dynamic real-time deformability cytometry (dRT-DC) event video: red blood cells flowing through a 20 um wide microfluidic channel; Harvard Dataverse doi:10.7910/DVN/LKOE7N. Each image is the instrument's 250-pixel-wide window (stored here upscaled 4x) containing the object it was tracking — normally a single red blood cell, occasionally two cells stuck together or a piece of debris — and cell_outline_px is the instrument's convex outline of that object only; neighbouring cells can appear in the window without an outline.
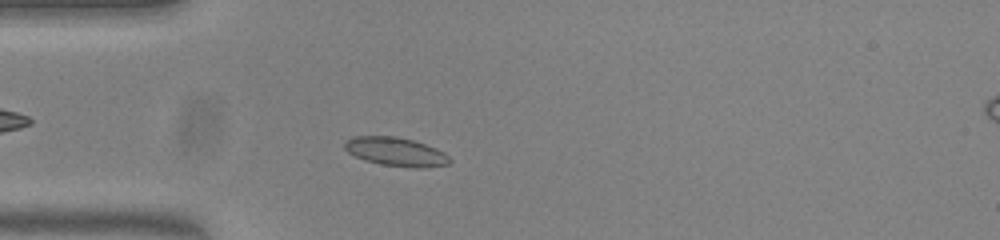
{"species": "common noctule bat (a hibernating species)", "species_latin": "Nyctalus noctula", "temperature_condition": "warm", "stored_images_in_passage": 47, "camera_frame_rate_fps": 3000, "um_per_image_px": 0.085, "animal": {"sex": "female", "body_mass_g": 23.0, "forearm_length_mm": 53.4}, "frame": {"image": 1, "passage_image": 8, "time_ms": 2.333, "image_size_px": [1000, 240], "cell_outline_px": [[452, 160], [448, 164], [424, 168], [412, 168], [380, 164], [364, 160], [348, 152], [344, 148], [344, 144], [352, 136], [396, 136], [412, 140], [436, 148], [444, 152]], "centroid_in_image_um": [33.65, 12.9], "position_along_channel_um": 51.3, "area_um2": 17.57}}
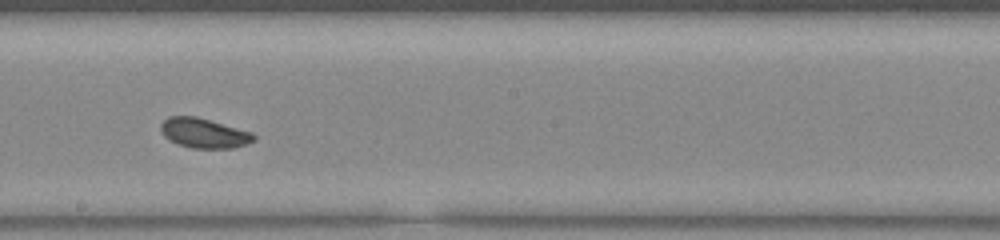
{"frame": {"image": 2, "passage_image": 23, "time_ms": 7.333, "image_size_px": [1000, 240], "cell_outline_px": [[256, 140], [232, 148], [192, 148], [176, 144], [168, 140], [160, 132], [160, 124], [168, 116], [196, 116], [252, 132], [256, 136]], "centroid_in_image_um": [17.29, 11.31], "position_along_channel_um": 230.9, "area_um2": 16.24}}
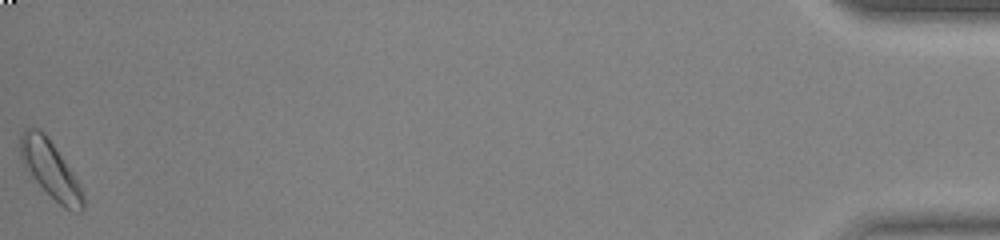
{"frame": {"image": 3, "passage_image": 47, "time_ms": 15.333, "image_size_px": [1000, 240], "cell_outline_px": [[84, 208], [80, 212], [76, 212], [64, 208], [32, 176], [20, 160], [20, 136], [24, 128], [40, 128], [44, 132], [72, 172], [80, 184], [84, 196]], "centroid_in_image_um": [4.28, 14.39], "position_along_channel_um": 430.9, "area_um2": 20.46}, "authors_computed_cell_mechanics": {"area_um2": 16.5308, "velocity_mm_per_s": 3.7697, "shape_relaxation_time_tau1_ms": 1.4842, "shape_relaxation_time_tau2_ms": null, "deformation_change_tau1": 0.0707, "deformation_change_tau2": null}}